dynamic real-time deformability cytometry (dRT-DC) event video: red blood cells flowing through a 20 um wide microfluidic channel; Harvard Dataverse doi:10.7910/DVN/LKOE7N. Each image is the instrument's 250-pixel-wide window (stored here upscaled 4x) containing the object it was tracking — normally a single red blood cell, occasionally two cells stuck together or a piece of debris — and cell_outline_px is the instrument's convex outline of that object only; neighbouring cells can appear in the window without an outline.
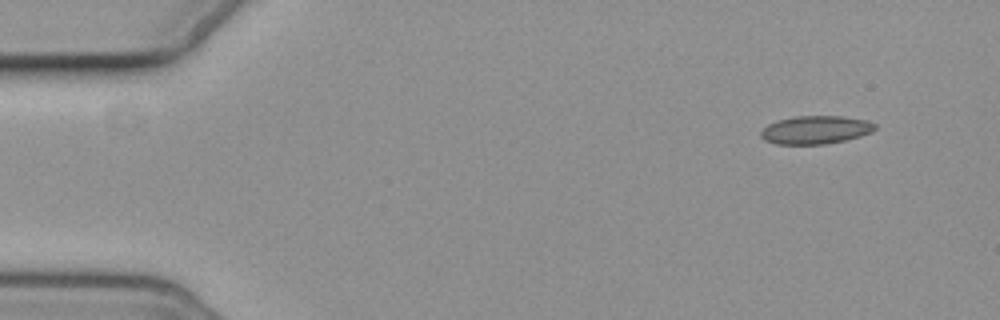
{"species": "common noctule bat (a hibernating species)", "species_latin": "Nyctalus noctula", "temperature_condition": "cold", "stored_images_in_passage": 8, "camera_frame_rate_fps": 3000, "um_per_image_px": 0.085, "animal": {"sex": "female", "body_mass_g": 19.3, "forearm_length_mm": 54.1}, "frame": {"image": 1, "passage_image": 1, "time_ms": 0.0, "image_size_px": [1000, 320], "cell_outline_px": [[876, 128], [872, 132], [860, 136], [844, 140], [824, 144], [776, 144], [764, 140], [760, 136], [760, 132], [768, 124], [776, 120], [796, 116], [844, 116], [868, 120], [876, 124]], "centroid_in_image_um": [69.33, 11.03], "position_along_channel_um": 15.7, "area_um2": 18.84}}
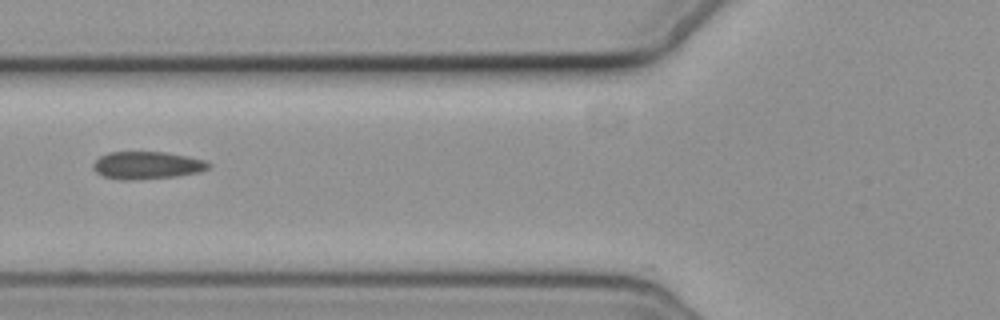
{"frame": {"image": 2, "passage_image": 5, "time_ms": 5.667, "image_size_px": [1000, 320], "cell_outline_px": [[212, 168], [200, 172], [176, 176], [128, 180], [124, 180], [104, 176], [96, 172], [92, 168], [92, 164], [100, 156], [108, 152], [168, 152], [208, 160], [212, 164]], "centroid_in_image_um": [12.56, 14.04], "position_along_channel_um": 113.2, "area_um2": 18.73}}
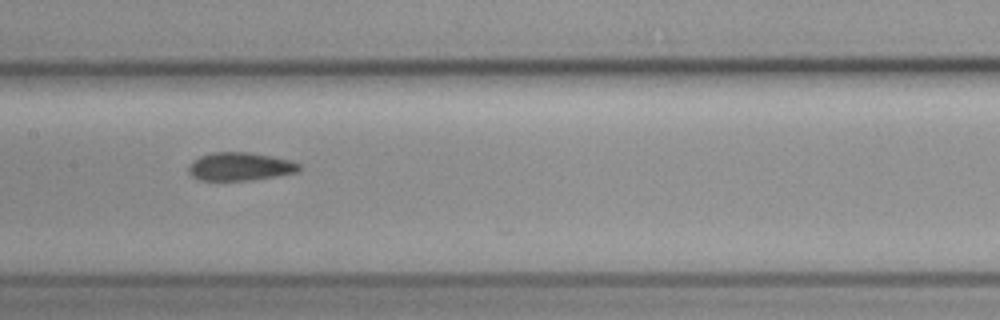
{"frame": {"image": 3, "passage_image": 7, "time_ms": 7.667, "image_size_px": [1000, 320], "cell_outline_px": [[300, 172], [252, 180], [200, 180], [188, 176], [188, 168], [192, 160], [200, 156], [212, 152], [248, 152], [272, 156], [292, 160], [300, 164]], "centroid_in_image_um": [20.39, 14.15], "position_along_channel_um": 187.0, "area_um2": 18.44}}